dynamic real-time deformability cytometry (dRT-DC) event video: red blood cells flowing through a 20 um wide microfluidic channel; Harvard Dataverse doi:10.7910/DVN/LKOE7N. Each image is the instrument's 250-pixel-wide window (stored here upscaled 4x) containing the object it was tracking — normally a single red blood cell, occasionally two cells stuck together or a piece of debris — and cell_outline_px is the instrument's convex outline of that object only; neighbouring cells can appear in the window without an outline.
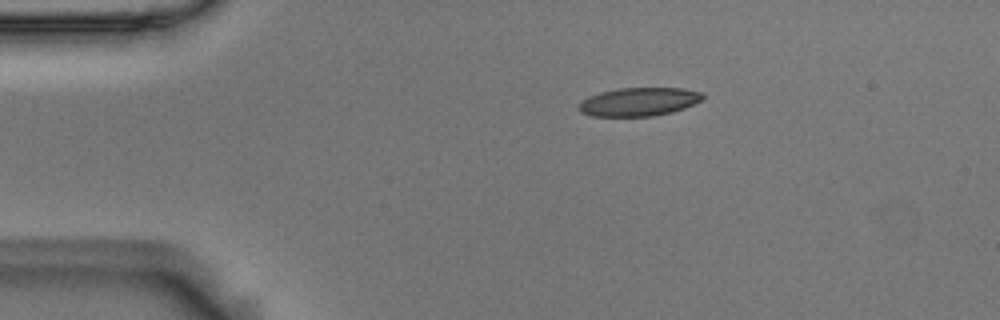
{"species": "Egyptian fruit bat (a non-hibernating species)", "species_latin": "Rousettus aegyptiacus", "temperature_condition": "room temperature", "stored_images_in_passage": 13, "camera_frame_rate_fps": 3000, "um_per_image_px": 0.085, "animal": {"sex": "male"}, "frame": {"image": 1, "passage_image": 1, "time_ms": 0.0, "image_size_px": [1000, 320], "cell_outline_px": [[704, 100], [684, 108], [672, 112], [652, 116], [592, 116], [580, 112], [576, 108], [588, 96], [600, 92], [620, 88], [684, 88], [704, 92]], "centroid_in_image_um": [54.34, 8.65], "position_along_channel_um": 30.7, "area_um2": 20.69}}
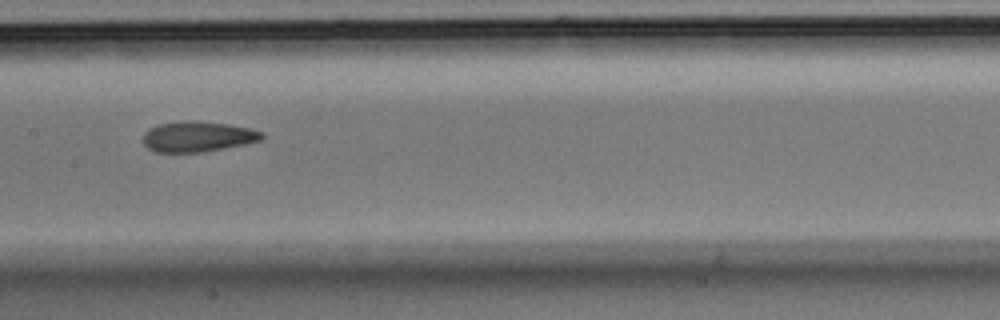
{"frame": {"image": 2, "passage_image": 6, "time_ms": 1.667, "image_size_px": [1000, 320], "cell_outline_px": [[264, 136], [260, 140], [244, 144], [200, 152], [156, 152], [148, 148], [144, 144], [144, 132], [148, 128], [160, 124], [184, 120], [196, 120], [228, 124], [248, 128], [264, 132]], "centroid_in_image_um": [16.78, 11.59], "position_along_channel_um": 190.6, "area_um2": 20.98}}
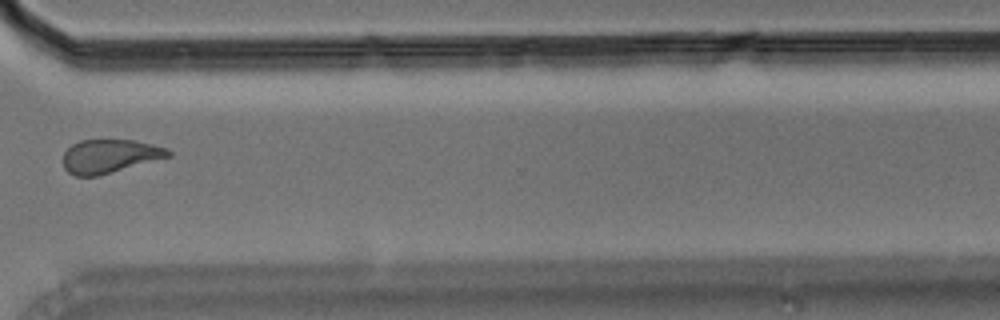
{"frame": {"image": 3, "passage_image": 10, "time_ms": 3.0, "image_size_px": [1000, 320], "cell_outline_px": [[172, 156], [96, 176], [76, 176], [68, 172], [64, 168], [64, 152], [72, 144], [80, 140], [136, 140], [168, 148], [172, 152]], "centroid_in_image_um": [9.34, 13.26], "position_along_channel_um": 361.3, "area_um2": 20.52}}